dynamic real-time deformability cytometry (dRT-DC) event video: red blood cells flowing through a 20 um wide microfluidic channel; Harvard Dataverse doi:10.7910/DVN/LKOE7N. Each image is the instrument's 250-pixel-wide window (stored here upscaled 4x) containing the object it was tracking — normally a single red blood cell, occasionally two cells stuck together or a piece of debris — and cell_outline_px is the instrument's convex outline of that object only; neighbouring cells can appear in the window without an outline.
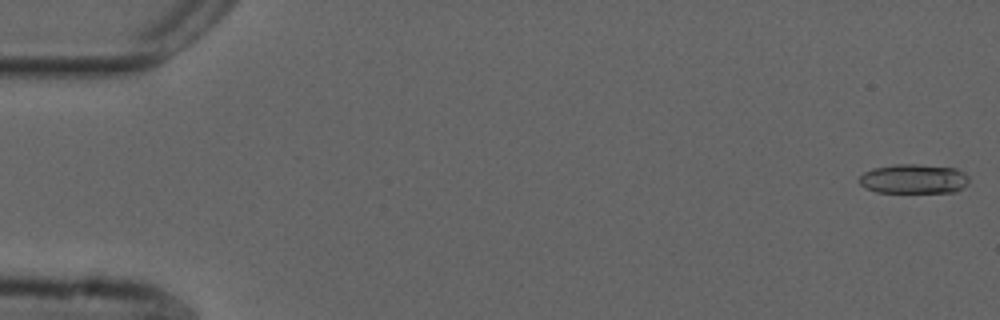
{"species": "common noctule bat (a hibernating species)", "species_latin": "Nyctalus noctula", "temperature_condition": "cold", "stored_images_in_passage": 55, "camera_frame_rate_fps": 3000, "um_per_image_px": 0.085, "animal": {"sex": "male", "forearm_length_mm": 52.5}, "frame": {"image": 1, "passage_image": 1, "time_ms": 0.0, "image_size_px": [1000, 320], "cell_outline_px": [[968, 184], [956, 192], [876, 192], [864, 188], [860, 184], [860, 176], [864, 172], [872, 168], [896, 164], [916, 164], [956, 168], [964, 172], [968, 176]], "centroid_in_image_um": [77.67, 15.2], "position_along_channel_um": 7.3, "area_um2": 18.96}}
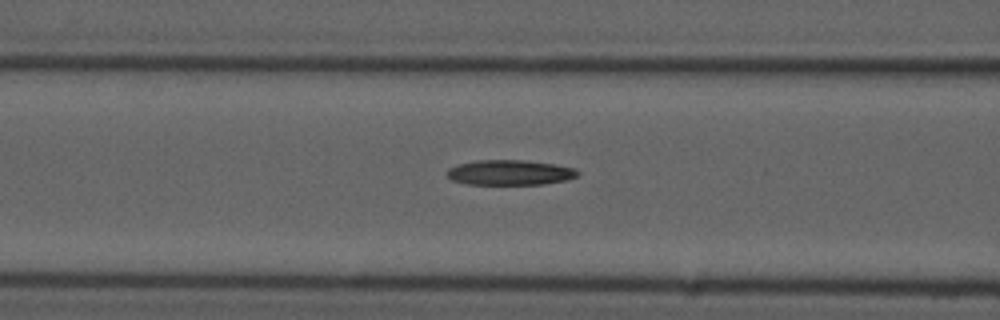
{"frame": {"image": 2, "passage_image": 22, "time_ms": 7.0, "image_size_px": [1000, 320], "cell_outline_px": [[580, 176], [568, 180], [544, 184], [468, 184], [452, 180], [444, 172], [448, 168], [460, 164], [476, 160], [524, 160], [556, 164], [576, 168], [580, 172]], "centroid_in_image_um": [43.39, 14.66], "position_along_channel_um": 123.2, "area_um2": 19.36}}
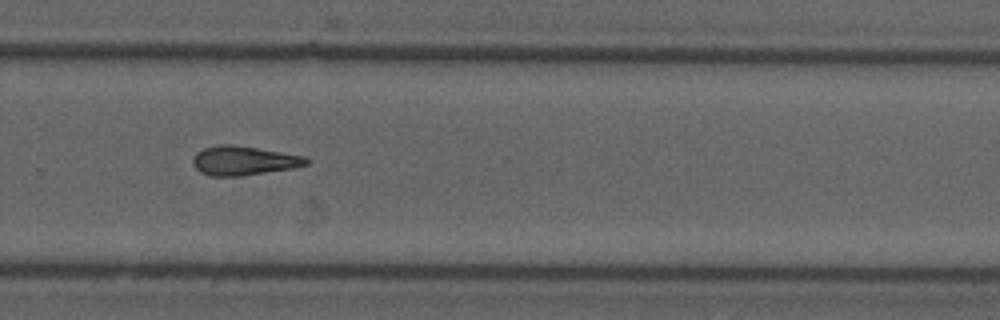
{"frame": {"image": 3, "passage_image": 37, "time_ms": 12.0, "image_size_px": [1000, 320], "cell_outline_px": [[308, 164], [292, 168], [240, 176], [208, 176], [200, 172], [192, 164], [192, 160], [196, 152], [204, 148], [220, 144], [228, 144], [256, 148], [304, 156], [308, 160]], "centroid_in_image_um": [20.65, 13.66], "position_along_channel_um": 309.1, "area_um2": 19.07}}